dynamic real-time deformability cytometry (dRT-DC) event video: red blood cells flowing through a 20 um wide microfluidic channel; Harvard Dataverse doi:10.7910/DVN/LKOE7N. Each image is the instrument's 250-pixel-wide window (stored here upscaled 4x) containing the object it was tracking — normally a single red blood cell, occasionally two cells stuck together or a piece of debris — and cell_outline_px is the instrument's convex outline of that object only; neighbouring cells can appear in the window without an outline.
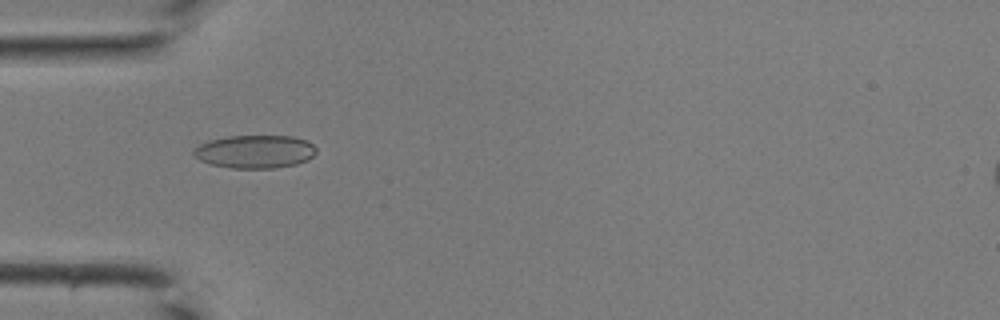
{"species": "common noctule bat (a hibernating species)", "species_latin": "Nyctalus noctula", "temperature_condition": "room temperature", "stored_images_in_passage": 42, "camera_frame_rate_fps": 3000, "um_per_image_px": 0.085, "animal": {"sex": "male", "body_mass_g": 19.0, "forearm_length_mm": 50.8}, "frame": {"image": 1, "passage_image": 14, "time_ms": 4.333, "image_size_px": [1000, 320], "cell_outline_px": [[316, 152], [308, 160], [296, 164], [276, 168], [232, 168], [208, 164], [192, 156], [192, 148], [208, 140], [228, 136], [292, 136], [308, 140], [316, 148]], "centroid_in_image_um": [21.63, 12.89], "position_along_channel_um": 63.4, "area_um2": 23.99}}
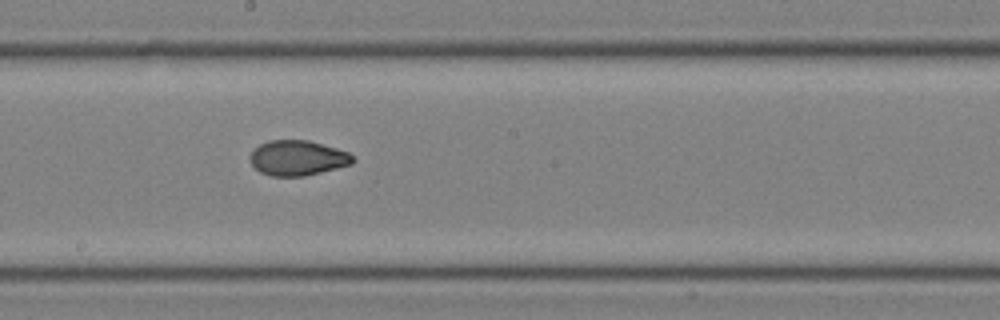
{"frame": {"image": 2, "passage_image": 24, "time_ms": 7.667, "image_size_px": [1000, 320], "cell_outline_px": [[356, 160], [352, 164], [304, 176], [272, 176], [260, 172], [248, 160], [248, 156], [252, 148], [268, 140], [308, 140], [336, 148], [348, 152]], "centroid_in_image_um": [25.25, 13.42], "position_along_channel_um": 223.0, "area_um2": 21.15}}
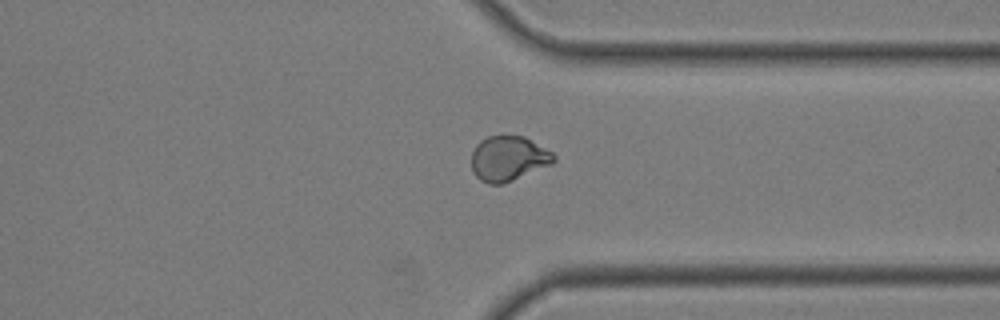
{"frame": {"image": 3, "passage_image": 33, "time_ms": 10.667, "image_size_px": [1000, 320], "cell_outline_px": [[556, 160], [552, 164], [504, 184], [488, 184], [480, 180], [472, 172], [472, 152], [476, 144], [480, 140], [488, 136], [524, 136], [552, 152], [556, 156]], "centroid_in_image_um": [43.21, 13.48], "position_along_channel_um": 368.2, "area_um2": 21.68}}